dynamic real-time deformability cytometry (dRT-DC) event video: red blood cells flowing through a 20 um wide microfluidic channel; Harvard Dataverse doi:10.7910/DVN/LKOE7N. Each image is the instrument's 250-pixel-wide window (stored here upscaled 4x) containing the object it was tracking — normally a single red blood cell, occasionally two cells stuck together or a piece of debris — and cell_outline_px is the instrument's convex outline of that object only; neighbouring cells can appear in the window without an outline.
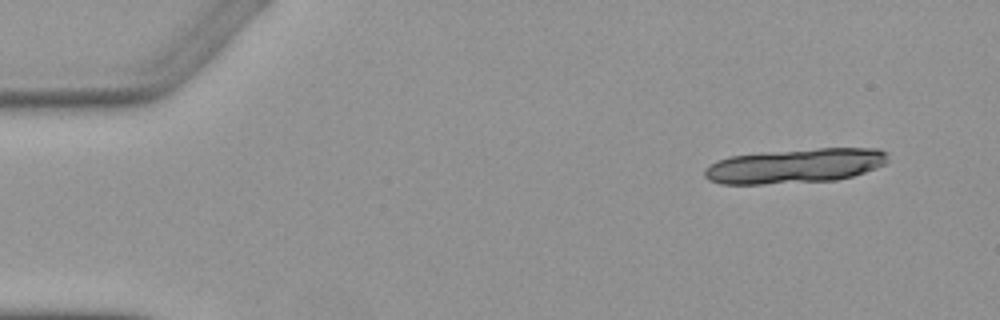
{"species": "Egyptian fruit bat (a non-hibernating species)", "species_latin": "Rousettus aegyptiacus", "temperature_condition": "warm", "stored_images_in_passage": 5, "camera_frame_rate_fps": 3000, "um_per_image_px": 0.085, "animal": {"sex": "female"}, "frame": {"image": 1, "passage_image": 1, "time_ms": 0.0, "image_size_px": [1000, 320], "cell_outline_px": [[888, 160], [884, 164], [876, 168], [852, 176], [836, 180], [760, 184], [720, 184], [708, 180], [704, 176], [704, 168], [716, 160], [728, 156], [760, 152], [816, 148], [880, 148], [888, 152]], "centroid_in_image_um": [67.56, 14.08], "position_along_channel_um": 17.4, "area_um2": 37.4}}